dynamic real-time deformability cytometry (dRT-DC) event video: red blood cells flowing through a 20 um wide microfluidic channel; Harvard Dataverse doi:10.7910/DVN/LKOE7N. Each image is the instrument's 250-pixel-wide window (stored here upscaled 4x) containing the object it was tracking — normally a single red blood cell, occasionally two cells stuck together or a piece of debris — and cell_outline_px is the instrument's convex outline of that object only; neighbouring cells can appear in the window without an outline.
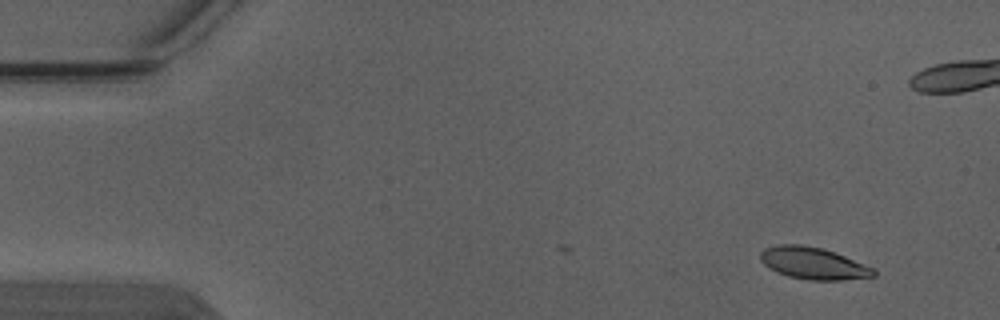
{"species": "Egyptian fruit bat (a non-hibernating species)", "species_latin": "Rousettus aegyptiacus", "temperature_condition": "warm", "stored_images_in_passage": 5, "camera_frame_rate_fps": 3000, "um_per_image_px": 0.085, "animal": {"sex": "male"}, "frame": {"image": 1, "passage_image": 1, "time_ms": 0.0, "image_size_px": [1000, 320], "cell_outline_px": [[876, 276], [844, 280], [808, 280], [788, 276], [776, 272], [768, 268], [760, 260], [760, 252], [764, 248], [776, 244], [800, 244], [820, 248], [844, 256], [876, 268]], "centroid_in_image_um": [69.11, 22.38], "position_along_channel_um": 15.9, "area_um2": 21.21}}